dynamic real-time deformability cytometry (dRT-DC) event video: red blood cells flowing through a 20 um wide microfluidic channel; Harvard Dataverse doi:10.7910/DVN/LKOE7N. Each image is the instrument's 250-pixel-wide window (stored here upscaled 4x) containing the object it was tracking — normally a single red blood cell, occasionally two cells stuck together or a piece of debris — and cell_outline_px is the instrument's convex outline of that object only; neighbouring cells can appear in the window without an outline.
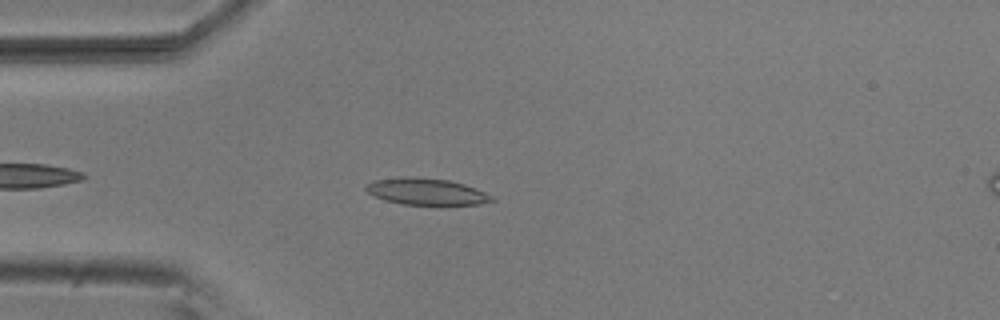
{"species": "common noctule bat (a hibernating species)", "species_latin": "Nyctalus noctula", "temperature_condition": "room temperature", "stored_images_in_passage": 43, "camera_frame_rate_fps": 3000, "um_per_image_px": 0.085, "animal": {"sex": "male", "body_mass_g": 20.5, "forearm_length_mm": 52.5}, "frame": {"image": 1, "passage_image": 7, "time_ms": 2.0, "image_size_px": [1000, 320], "cell_outline_px": [[496, 200], [476, 204], [400, 204], [384, 200], [368, 192], [364, 188], [368, 184], [376, 180], [448, 180], [464, 184], [476, 188], [492, 196]], "centroid_in_image_um": [36.32, 16.34], "position_along_channel_um": 48.7, "area_um2": 18.09}}
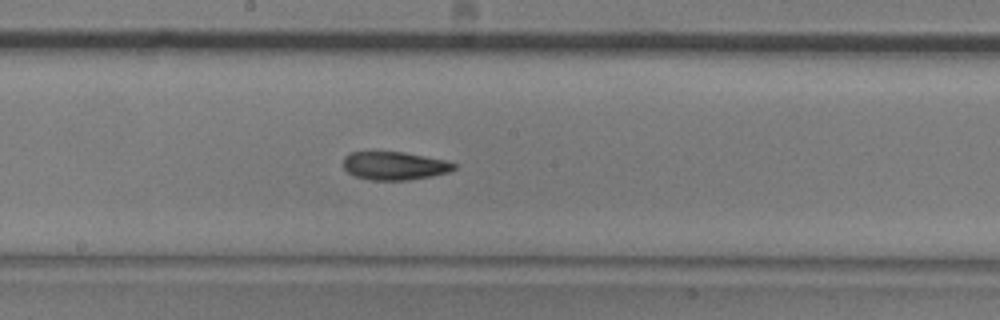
{"frame": {"image": 2, "passage_image": 21, "time_ms": 6.667, "image_size_px": [1000, 320], "cell_outline_px": [[456, 168], [448, 172], [432, 176], [408, 180], [372, 180], [356, 176], [348, 172], [344, 168], [344, 156], [348, 152], [404, 152], [444, 160], [456, 164]], "centroid_in_image_um": [33.52, 14.09], "position_along_channel_um": 214.7, "area_um2": 18.09}}
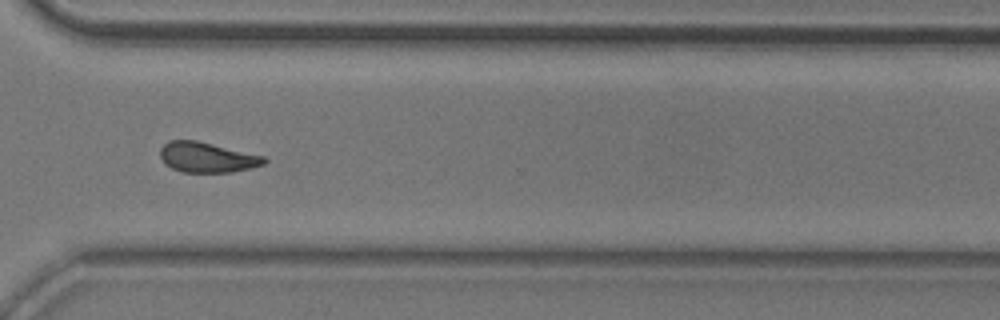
{"frame": {"image": 3, "passage_image": 32, "time_ms": 10.333, "image_size_px": [1000, 320], "cell_outline_px": [[268, 160], [264, 164], [252, 168], [232, 172], [180, 172], [164, 164], [160, 156], [160, 148], [168, 140], [196, 140], [264, 156]], "centroid_in_image_um": [17.58, 13.38], "position_along_channel_um": 353.0, "area_um2": 18.38}}